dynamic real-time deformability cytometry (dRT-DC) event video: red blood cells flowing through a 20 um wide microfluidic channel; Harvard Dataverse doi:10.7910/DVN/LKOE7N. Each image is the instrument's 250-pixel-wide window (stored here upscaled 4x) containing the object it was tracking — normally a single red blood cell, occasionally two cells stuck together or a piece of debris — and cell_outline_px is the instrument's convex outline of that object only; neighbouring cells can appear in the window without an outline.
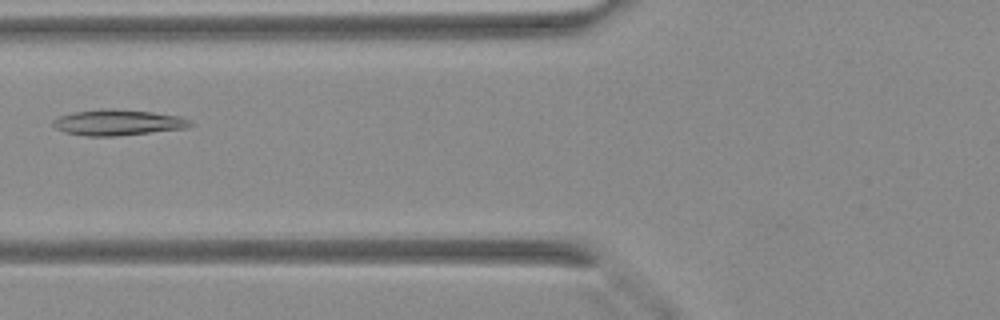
{"species": "Egyptian fruit bat (a non-hibernating species)", "species_latin": "Rousettus aegyptiacus", "temperature_condition": "warm", "stored_images_in_passage": 38, "camera_frame_rate_fps": 3000, "um_per_image_px": 0.085, "animal": {"sex": "female"}, "frame": {"image": 1, "passage_image": 13, "time_ms": 4.0, "image_size_px": [1000, 320], "cell_outline_px": [[196, 124], [188, 128], [116, 136], [84, 136], [64, 132], [56, 128], [52, 124], [52, 120], [60, 116], [76, 112], [108, 108], [116, 108], [152, 112], [180, 116], [192, 120]], "centroid_in_image_um": [10.08, 10.41], "position_along_channel_um": 115.7, "area_um2": 20.81}}
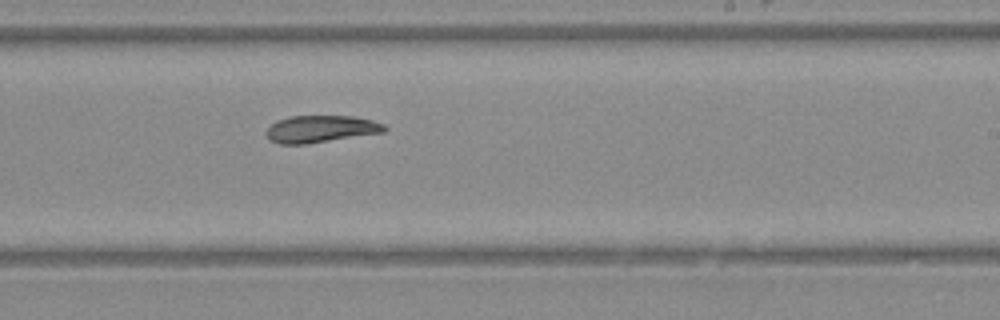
{"frame": {"image": 2, "passage_image": 22, "time_ms": 7.0, "image_size_px": [1000, 320], "cell_outline_px": [[388, 128], [384, 132], [308, 144], [280, 144], [268, 140], [264, 132], [276, 120], [288, 116], [352, 116], [372, 120], [384, 124]], "centroid_in_image_um": [27.23, 10.97], "position_along_channel_um": 261.8, "area_um2": 18.84}}
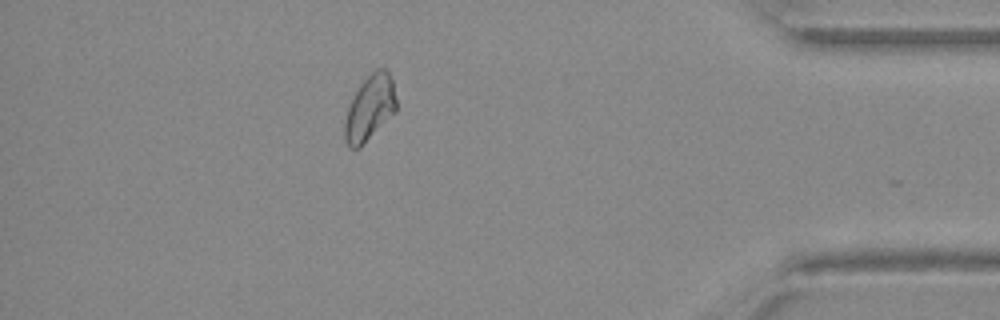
{"frame": {"image": 3, "passage_image": 33, "time_ms": 10.667, "image_size_px": [1000, 320], "cell_outline_px": [[396, 112], [360, 148], [348, 148], [344, 140], [344, 124], [348, 108], [360, 84], [376, 68], [388, 68], [392, 80], [396, 100]], "centroid_in_image_um": [31.44, 9.2], "position_along_channel_um": 403.8, "area_um2": 19.71}}